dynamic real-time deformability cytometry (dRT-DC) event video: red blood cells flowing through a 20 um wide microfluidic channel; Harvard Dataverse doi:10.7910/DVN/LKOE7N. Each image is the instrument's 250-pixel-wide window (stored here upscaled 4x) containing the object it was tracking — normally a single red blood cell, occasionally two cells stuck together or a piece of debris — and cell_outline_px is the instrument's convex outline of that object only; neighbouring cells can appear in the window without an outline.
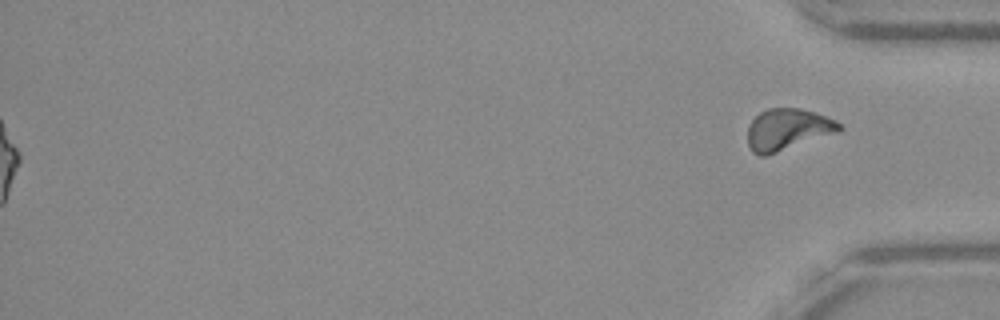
{"species": "Egyptian fruit bat (a non-hibernating species)", "species_latin": "Rousettus aegyptiacus", "temperature_condition": "warm", "stored_images_in_passage": 54, "segment_of_instrument_passage": [2, 2], "camera_frame_rate_fps": 3000, "um_per_image_px": 0.085, "frame": {"image": 1, "passage_image": 54, "time_ms": 17.667, "image_size_px": [1000, 320], "cell_outline_px": [[844, 128], [840, 132], [764, 156], [760, 156], [752, 152], [748, 144], [748, 124], [760, 112], [768, 108], [796, 108], [816, 112], [836, 120]], "centroid_in_image_um": [66.96, 11.0], "position_along_channel_um": 368.2, "area_um2": 22.25}}